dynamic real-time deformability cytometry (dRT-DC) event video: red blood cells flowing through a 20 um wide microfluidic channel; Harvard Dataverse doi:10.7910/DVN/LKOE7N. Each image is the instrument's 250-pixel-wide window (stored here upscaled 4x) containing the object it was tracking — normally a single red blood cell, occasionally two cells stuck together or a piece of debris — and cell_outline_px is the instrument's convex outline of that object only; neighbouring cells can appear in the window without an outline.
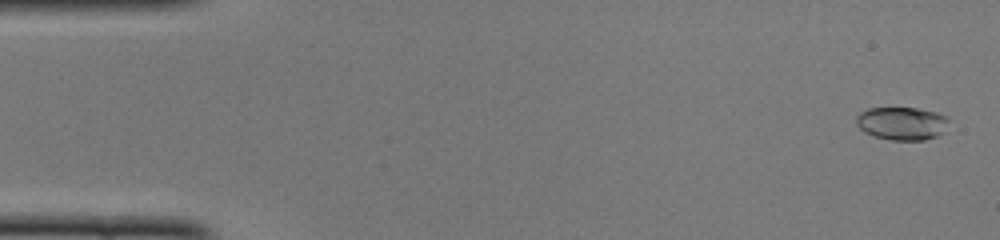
{"species": "common noctule bat (a hibernating species)", "species_latin": "Nyctalus noctula", "temperature_condition": "cold", "stored_images_in_passage": 49, "camera_frame_rate_fps": 3000, "um_per_image_px": 0.085, "animal": {"sex": "female", "body_mass_g": 22.0, "forearm_length_mm": 56.7}, "frame": {"image": 1, "passage_image": 2, "time_ms": 0.333, "image_size_px": [1000, 240], "cell_outline_px": [[948, 120], [940, 132], [936, 136], [924, 140], [892, 140], [876, 136], [860, 128], [856, 124], [856, 116], [860, 112], [868, 108], [916, 108], [936, 112], [944, 116]], "centroid_in_image_um": [76.61, 10.47], "position_along_channel_um": 8.4, "area_um2": 17.34}}
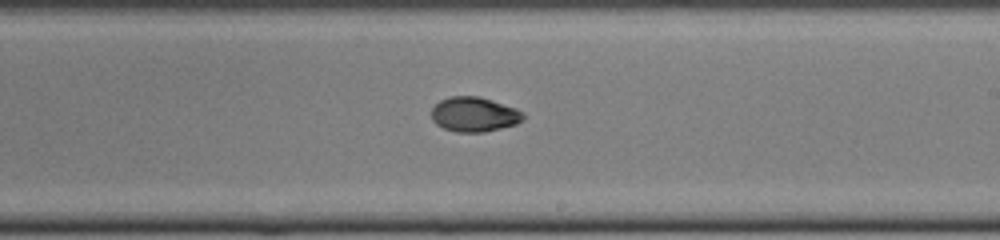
{"frame": {"image": 2, "passage_image": 29, "time_ms": 9.333, "image_size_px": [1000, 240], "cell_outline_px": [[524, 116], [516, 124], [484, 132], [456, 132], [444, 128], [436, 124], [432, 120], [432, 108], [440, 100], [448, 96], [480, 96], [516, 108], [524, 112]], "centroid_in_image_um": [40.29, 9.71], "position_along_channel_um": 248.7, "area_um2": 18.55}}
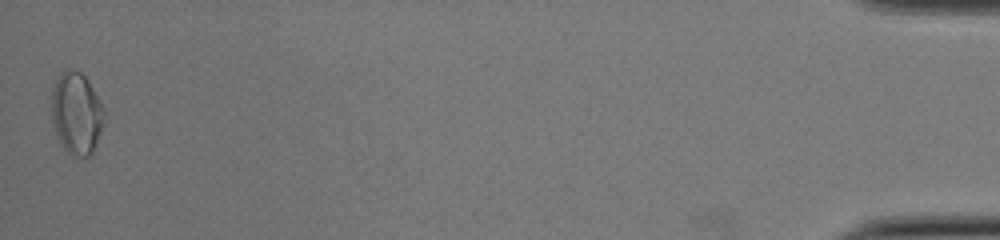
{"frame": {"image": 3, "passage_image": 49, "time_ms": 16.0, "image_size_px": [1000, 240], "cell_outline_px": [[104, 124], [92, 152], [88, 156], [72, 156], [60, 144], [52, 124], [52, 88], [60, 72], [68, 68], [80, 72], [84, 76], [100, 100], [104, 108]], "centroid_in_image_um": [6.49, 9.63], "position_along_channel_um": 428.7, "area_um2": 25.14}, "authors_computed_cell_mechanics": {"area_um2": 18.0336, "velocity_mm_per_s": 4.0995, "shape_relaxation_time_tau1_ms": 4.6213, "shape_relaxation_time_tau2_ms": 1.9239, "deformation_change_tau1": 0.1652, "deformation_change_tau2": 0.043}}